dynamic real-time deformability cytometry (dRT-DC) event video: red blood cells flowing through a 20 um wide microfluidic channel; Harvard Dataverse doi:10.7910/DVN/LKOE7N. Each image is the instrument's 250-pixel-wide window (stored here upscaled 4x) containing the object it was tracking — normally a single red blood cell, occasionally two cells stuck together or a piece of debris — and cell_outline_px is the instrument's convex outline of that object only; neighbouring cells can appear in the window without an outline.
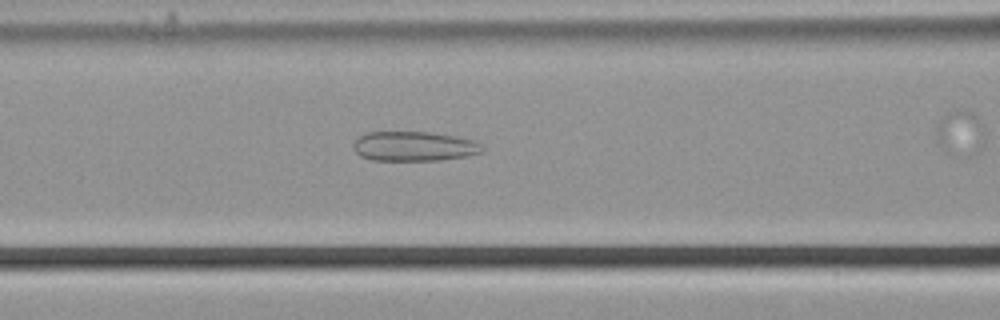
{"species": "common noctule bat (a hibernating species)", "species_latin": "Nyctalus noctula", "temperature_condition": "cold", "stored_images_in_passage": 48, "camera_frame_rate_fps": 3000, "um_per_image_px": 0.085, "animal": {"sex": "male", "body_mass_g": 21.5, "forearm_length_mm": 52.0}, "frame": {"image": 1, "passage_image": 23, "time_ms": 7.333, "image_size_px": [1000, 320], "cell_outline_px": [[484, 152], [468, 156], [440, 160], [372, 160], [360, 156], [352, 148], [352, 144], [364, 132], [428, 132], [456, 136], [476, 140], [484, 148]], "centroid_in_image_um": [35.21, 12.43], "position_along_channel_um": 131.4, "area_um2": 22.48}}
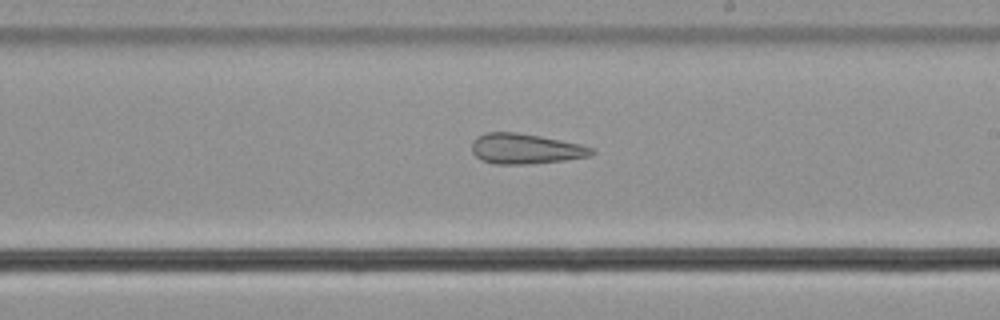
{"frame": {"image": 2, "passage_image": 32, "time_ms": 10.333, "image_size_px": [1000, 320], "cell_outline_px": [[596, 152], [592, 156], [564, 160], [524, 164], [492, 164], [480, 160], [472, 152], [472, 140], [476, 136], [484, 132], [516, 132], [540, 136], [580, 144], [592, 148]], "centroid_in_image_um": [44.62, 12.64], "position_along_channel_um": 244.4, "area_um2": 21.27}}
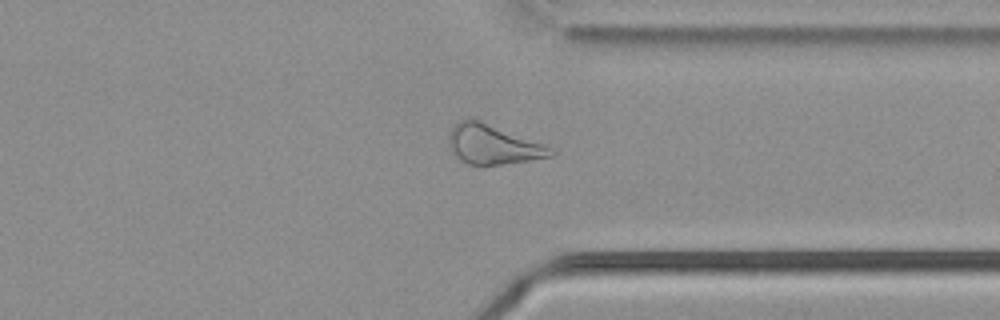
{"frame": {"image": 3, "passage_image": 42, "time_ms": 13.667, "image_size_px": [1000, 320], "cell_outline_px": [[556, 152], [552, 156], [484, 168], [468, 164], [460, 160], [456, 156], [448, 140], [448, 132], [460, 120], [468, 116], [472, 116], [556, 148]], "centroid_in_image_um": [41.92, 12.28], "position_along_channel_um": 369.5, "area_um2": 24.51}}